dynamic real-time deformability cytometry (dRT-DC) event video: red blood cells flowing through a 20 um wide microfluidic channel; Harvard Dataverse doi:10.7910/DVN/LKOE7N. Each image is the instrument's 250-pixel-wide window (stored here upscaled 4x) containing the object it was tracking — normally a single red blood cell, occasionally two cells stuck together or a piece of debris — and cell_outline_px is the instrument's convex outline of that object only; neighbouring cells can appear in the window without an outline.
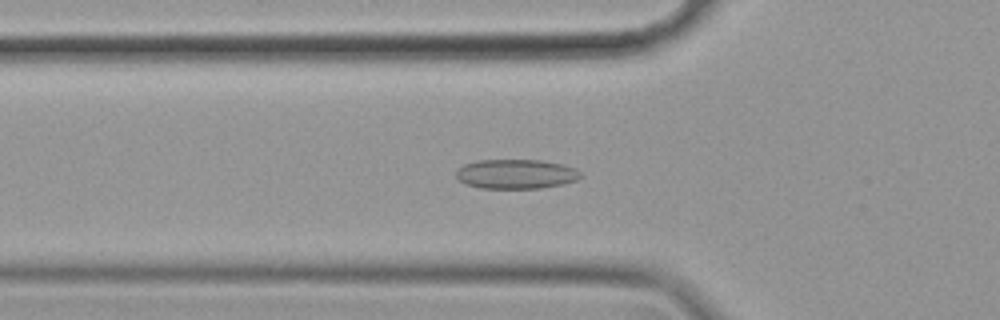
{"species": "common noctule bat (a hibernating species)", "species_latin": "Nyctalus noctula", "temperature_condition": "cold", "stored_images_in_passage": 54, "camera_frame_rate_fps": 3000, "um_per_image_px": 0.085, "animal": {"sex": "female", "body_mass_g": 19.9}, "frame": {"image": 1, "passage_image": 19, "time_ms": 6.0, "image_size_px": [1000, 320], "cell_outline_px": [[584, 176], [576, 180], [560, 184], [540, 188], [480, 188], [464, 184], [456, 180], [456, 172], [464, 164], [476, 160], [540, 160], [560, 164], [576, 168]], "centroid_in_image_um": [43.83, 14.79], "position_along_channel_um": 82.0, "area_um2": 21.44}}
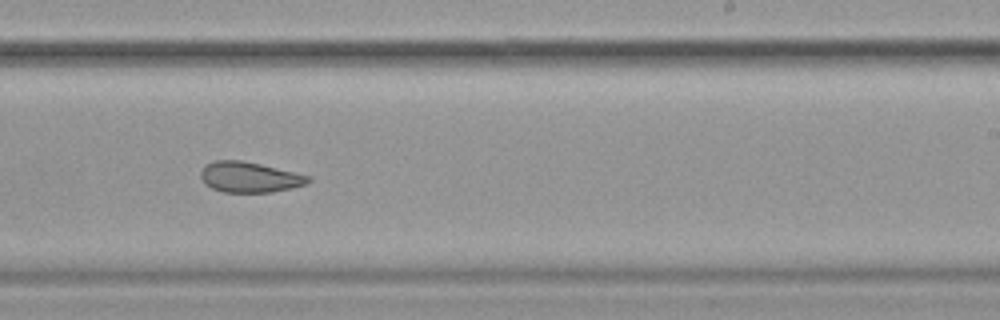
{"frame": {"image": 2, "passage_image": 35, "time_ms": 11.333, "image_size_px": [1000, 320], "cell_outline_px": [[312, 180], [308, 184], [292, 188], [272, 192], [224, 192], [212, 188], [204, 184], [200, 176], [200, 172], [204, 164], [212, 160], [240, 160], [260, 164], [312, 176]], "centroid_in_image_um": [21.21, 15.05], "position_along_channel_um": 267.8, "area_um2": 19.36}}
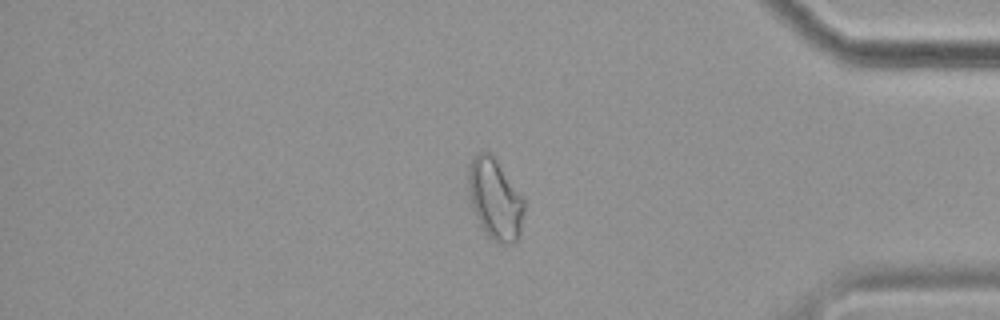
{"frame": {"image": 3, "passage_image": 48, "time_ms": 15.667, "image_size_px": [1000, 320], "cell_outline_px": [[524, 212], [520, 236], [512, 244], [496, 244], [484, 232], [472, 208], [468, 188], [468, 164], [472, 156], [476, 152], [488, 148], [492, 152], [524, 196]], "centroid_in_image_um": [42.08, 16.86], "position_along_channel_um": 393.1, "area_um2": 27.34}}